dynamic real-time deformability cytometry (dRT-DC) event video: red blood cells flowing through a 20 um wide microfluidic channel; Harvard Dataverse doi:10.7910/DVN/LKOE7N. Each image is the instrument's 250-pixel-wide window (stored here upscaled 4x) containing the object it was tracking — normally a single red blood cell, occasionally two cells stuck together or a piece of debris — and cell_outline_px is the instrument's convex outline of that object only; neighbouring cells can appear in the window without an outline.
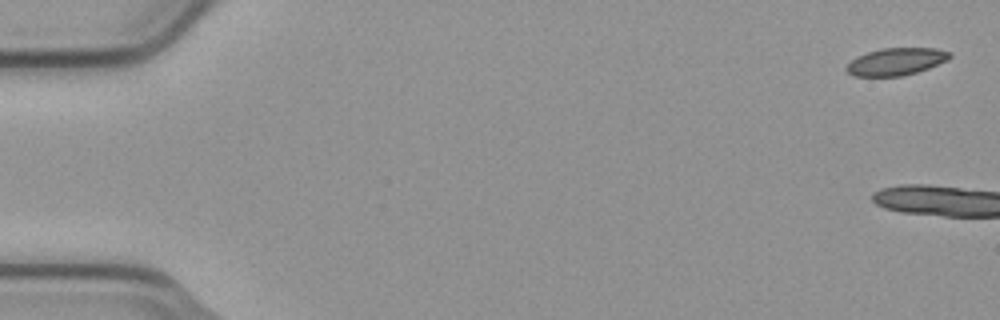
{"species": "common noctule bat (a hibernating species)", "species_latin": "Nyctalus noctula", "temperature_condition": "cold", "stored_images_in_passage": 5, "camera_frame_rate_fps": 3000, "um_per_image_px": 0.085, "animal": {"sex": "male", "body_mass_g": 23.1, "forearm_length_mm": 52.7}, "frame": {"image": 1, "passage_image": 1, "time_ms": 0.0, "image_size_px": [1000, 320], "cell_outline_px": [[952, 56], [948, 60], [928, 68], [904, 76], [856, 76], [848, 72], [844, 68], [856, 56], [880, 48], [936, 48], [952, 52]], "centroid_in_image_um": [76.19, 5.23], "position_along_channel_um": 8.8, "area_um2": 16.47}}